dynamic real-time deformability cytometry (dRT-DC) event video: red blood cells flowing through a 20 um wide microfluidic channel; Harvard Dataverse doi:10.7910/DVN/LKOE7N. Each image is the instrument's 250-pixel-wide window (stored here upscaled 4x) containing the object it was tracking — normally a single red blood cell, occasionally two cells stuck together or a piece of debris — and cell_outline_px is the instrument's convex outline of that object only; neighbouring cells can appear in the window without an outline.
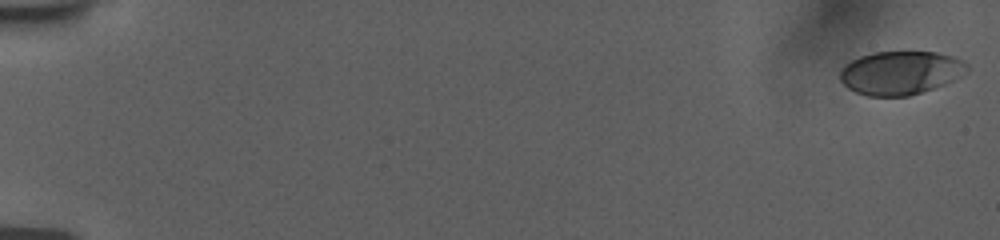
{"species": "human", "species_latin": "Homo sapiens", "temperature_condition": "room temperature", "stored_images_in_passage": 56, "camera_frame_rate_fps": 3000, "um_per_image_px": 0.085, "donor": {"sex": "female"}, "frame": {"image": 1, "passage_image": 1, "time_ms": 0.0, "image_size_px": [1000, 240], "cell_outline_px": [[968, 72], [944, 84], [908, 96], [868, 96], [856, 92], [848, 88], [840, 80], [840, 68], [844, 64], [860, 56], [872, 52], [936, 52], [952, 56], [964, 60], [968, 64]], "centroid_in_image_um": [76.53, 6.18], "position_along_channel_um": 8.5, "area_um2": 32.25}}
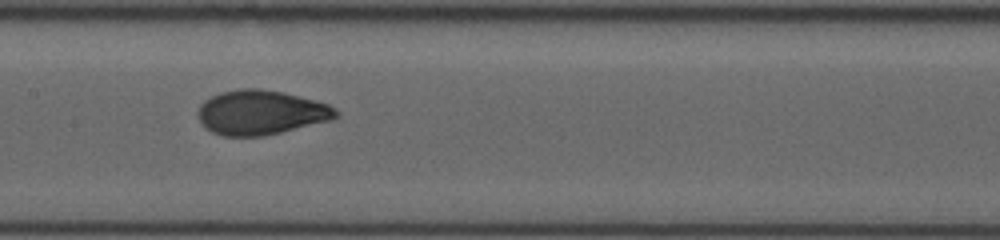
{"frame": {"image": 2, "passage_image": 30, "time_ms": 9.667, "image_size_px": [1000, 240], "cell_outline_px": [[340, 116], [332, 120], [264, 136], [224, 136], [212, 132], [204, 128], [196, 116], [196, 112], [200, 104], [204, 100], [220, 92], [240, 88], [260, 88], [284, 92], [328, 104], [336, 108], [340, 112]], "centroid_in_image_um": [22.16, 9.56], "position_along_channel_um": 185.2, "area_um2": 36.24}}
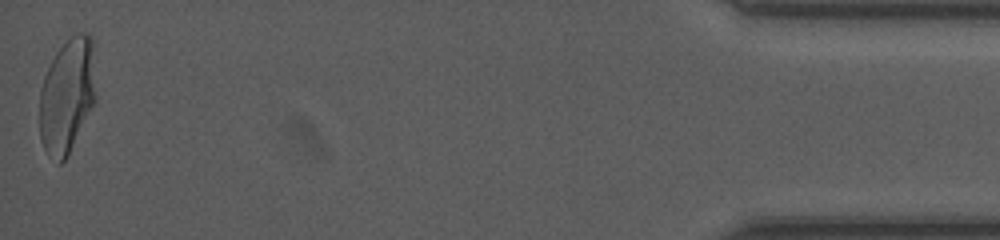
{"frame": {"image": 3, "passage_image": 56, "time_ms": 18.333, "image_size_px": [1000, 240], "cell_outline_px": [[96, 100], [68, 156], [60, 164], [56, 164], [48, 156], [40, 140], [40, 88], [44, 76], [56, 52], [76, 32], [88, 32], [92, 36], [96, 96]], "centroid_in_image_um": [5.71, 8.16], "position_along_channel_um": 429.5, "area_um2": 38.03}, "authors_computed_cell_mechanics": {"area_um2": 34.969, "velocity_mm_per_s": 3.762, "shape_relaxation_time_tau1_ms": 5.7521, "shape_relaxation_time_tau2_ms": 0.8175, "deformation_change_tau1": 0.1882, "deformation_change_tau2": 0.0551}}